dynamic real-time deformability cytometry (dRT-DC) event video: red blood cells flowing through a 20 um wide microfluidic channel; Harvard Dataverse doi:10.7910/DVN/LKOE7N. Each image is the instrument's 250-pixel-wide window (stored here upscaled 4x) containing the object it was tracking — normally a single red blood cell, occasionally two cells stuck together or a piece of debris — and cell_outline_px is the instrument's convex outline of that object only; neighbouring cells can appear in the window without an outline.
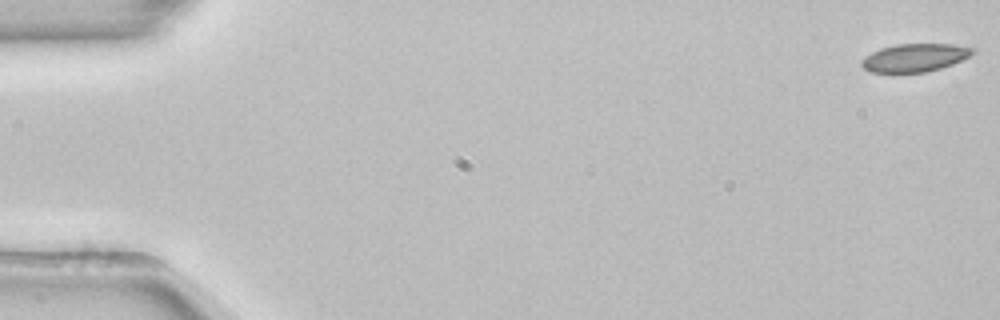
{"species": "common noctule bat (a hibernating species)", "species_latin": "Nyctalus noctula", "temperature_condition": "room temperature", "stored_images_in_passage": 54, "camera_frame_rate_fps": 3000, "um_per_image_px": 0.085, "animal": {"sex": "female", "body_mass_g": 22.7, "forearm_length_mm": 54.2}, "frame": {"image": 1, "passage_image": 1, "time_ms": 0.0, "image_size_px": [1000, 320], "cell_outline_px": [[972, 52], [968, 56], [952, 64], [940, 68], [924, 72], [868, 72], [860, 64], [860, 60], [864, 56], [880, 48], [896, 44], [952, 44], [972, 48]], "centroid_in_image_um": [77.66, 4.9], "position_along_channel_um": 7.3, "area_um2": 17.92}}
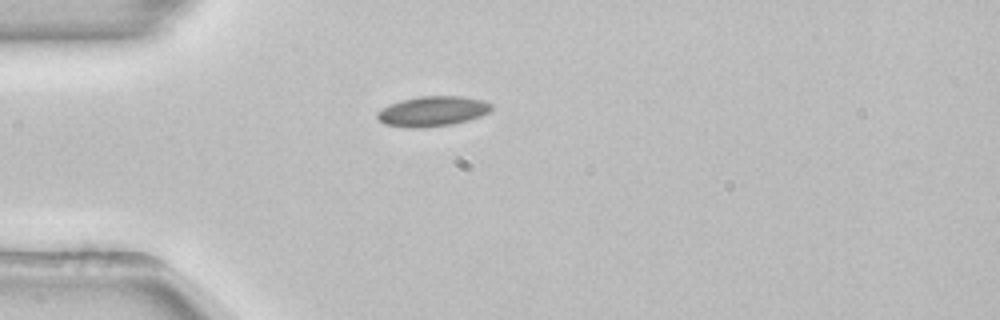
{"frame": {"image": 2, "passage_image": 15, "time_ms": 4.667, "image_size_px": [1000, 320], "cell_outline_px": [[492, 108], [488, 112], [480, 116], [468, 120], [452, 124], [424, 128], [404, 128], [384, 124], [376, 116], [376, 112], [400, 100], [420, 96], [460, 96], [484, 100], [492, 104]], "centroid_in_image_um": [36.76, 9.46], "position_along_channel_um": 48.2, "area_um2": 20.06}}
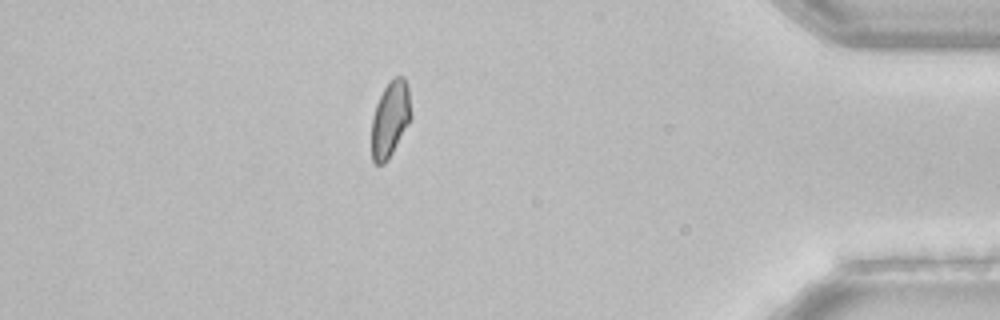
{"frame": {"image": 3, "passage_image": 47, "time_ms": 15.333, "image_size_px": [1000, 320], "cell_outline_px": [[412, 120], [388, 160], [384, 164], [376, 164], [372, 160], [372, 116], [376, 104], [384, 88], [396, 76], [404, 76], [408, 88], [412, 116]], "centroid_in_image_um": [33.19, 10.14], "position_along_channel_um": 402.0, "area_um2": 17.57}, "authors_computed_cell_mechanics": {"area_um2": 18.4382, "velocity_mm_per_s": 3.8655, "shape_relaxation_time_tau1_ms": 4.7826, "shape_relaxation_time_tau2_ms": null, "deformation_change_tau1": 0.0766, "deformation_change_tau2": null}}